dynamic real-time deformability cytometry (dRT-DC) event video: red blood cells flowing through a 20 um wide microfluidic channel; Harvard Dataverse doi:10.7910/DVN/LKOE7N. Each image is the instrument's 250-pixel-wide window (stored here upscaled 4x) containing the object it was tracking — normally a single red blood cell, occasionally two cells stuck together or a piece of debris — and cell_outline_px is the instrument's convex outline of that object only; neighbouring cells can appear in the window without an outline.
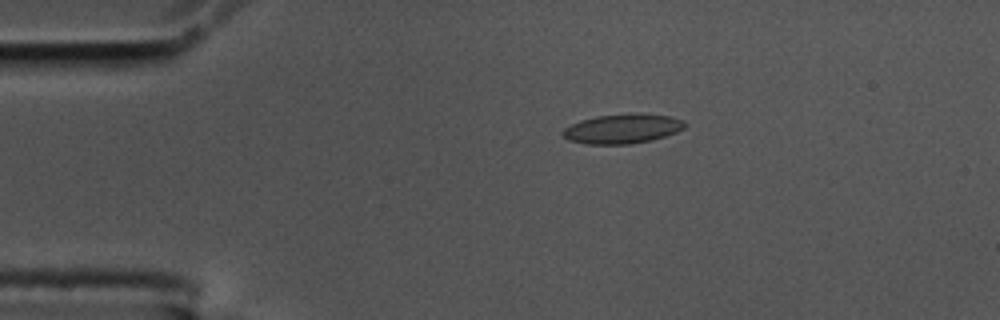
{"species": "common noctule bat (a hibernating species)", "species_latin": "Nyctalus noctula", "temperature_condition": "cold", "stored_images_in_passage": 47, "camera_frame_rate_fps": 3000, "um_per_image_px": 0.085, "animal": {"sex": "male", "body_mass_g": 17.5, "forearm_length_mm": 52.3}, "frame": {"image": 1, "passage_image": 1, "time_ms": 0.0, "image_size_px": [1000, 320], "cell_outline_px": [[684, 128], [676, 132], [652, 140], [628, 144], [588, 144], [568, 140], [560, 132], [564, 128], [580, 120], [596, 116], [636, 112], [672, 116], [684, 120]], "centroid_in_image_um": [52.91, 10.92], "position_along_channel_um": 32.1, "area_um2": 21.15}}
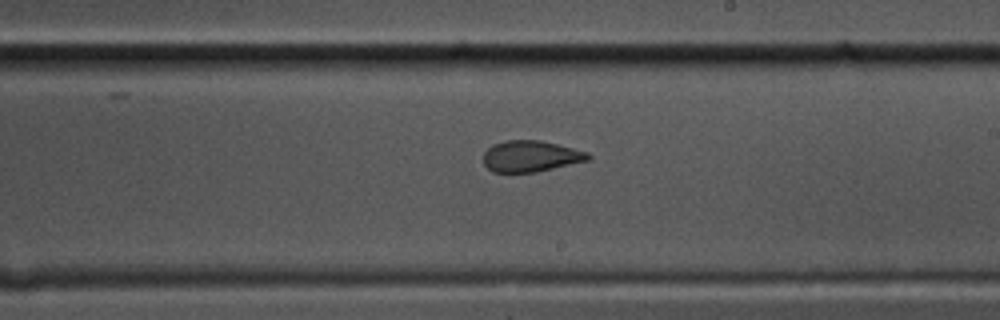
{"frame": {"image": 2, "passage_image": 23, "time_ms": 7.333, "image_size_px": [1000, 320], "cell_outline_px": [[592, 160], [536, 172], [492, 172], [484, 164], [484, 152], [492, 144], [504, 140], [540, 140], [588, 152], [592, 156]], "centroid_in_image_um": [45.13, 13.28], "position_along_channel_um": 243.9, "area_um2": 19.19}}
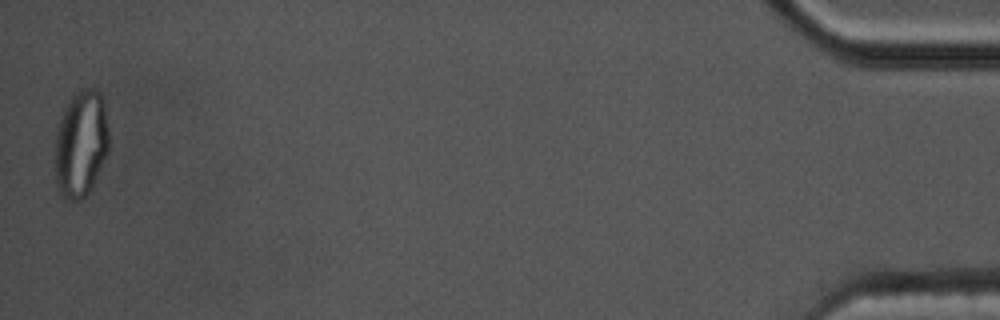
{"frame": {"image": 3, "passage_image": 47, "time_ms": 15.333, "image_size_px": [1000, 320], "cell_outline_px": [[108, 152], [92, 192], [88, 196], [80, 200], [72, 200], [64, 196], [60, 192], [56, 184], [56, 132], [60, 120], [72, 96], [80, 88], [96, 88], [100, 92], [104, 100], [108, 128]], "centroid_in_image_um": [6.92, 12.24], "position_along_channel_um": 428.3, "area_um2": 33.81}, "authors_computed_cell_mechanics": {"area_um2": 20.3456, "velocity_mm_per_s": 3.4766, "shape_relaxation_time_tau1_ms": null, "shape_relaxation_time_tau2_ms": 0.7943, "deformation_change_tau1": null, "deformation_change_tau2": 0.0518}}